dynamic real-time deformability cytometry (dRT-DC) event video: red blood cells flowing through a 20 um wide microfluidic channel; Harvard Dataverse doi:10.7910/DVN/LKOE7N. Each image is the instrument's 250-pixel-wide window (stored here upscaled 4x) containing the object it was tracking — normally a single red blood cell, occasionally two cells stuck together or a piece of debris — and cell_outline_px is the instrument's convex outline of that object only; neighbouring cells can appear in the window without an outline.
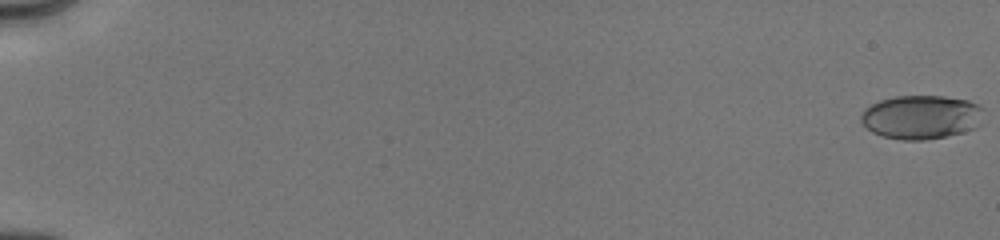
{"species": "human", "species_latin": "Homo sapiens", "temperature_condition": "cold", "stored_images_in_passage": 42, "camera_frame_rate_fps": 3000, "um_per_image_px": 0.085, "donor": {"sex": "male"}, "frame": {"image": 1, "passage_image": 1, "time_ms": 0.0, "image_size_px": [1000, 240], "cell_outline_px": [[984, 108], [980, 124], [976, 128], [964, 132], [924, 140], [904, 140], [884, 136], [872, 132], [860, 120], [860, 112], [864, 108], [880, 100], [896, 96], [944, 96], [968, 100], [980, 104]], "centroid_in_image_um": [78.33, 9.94], "position_along_channel_um": 6.7, "area_um2": 31.56}}
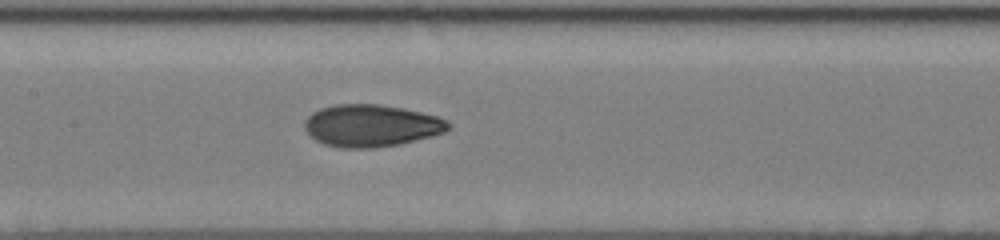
{"frame": {"image": 2, "passage_image": 23, "time_ms": 9.333, "image_size_px": [1000, 240], "cell_outline_px": [[452, 128], [444, 132], [432, 136], [400, 144], [372, 148], [340, 148], [324, 144], [308, 136], [304, 128], [304, 120], [312, 112], [320, 108], [336, 104], [380, 104], [404, 108], [436, 116], [448, 120], [452, 124]], "centroid_in_image_um": [31.55, 10.68], "position_along_channel_um": 175.9, "area_um2": 35.72}}
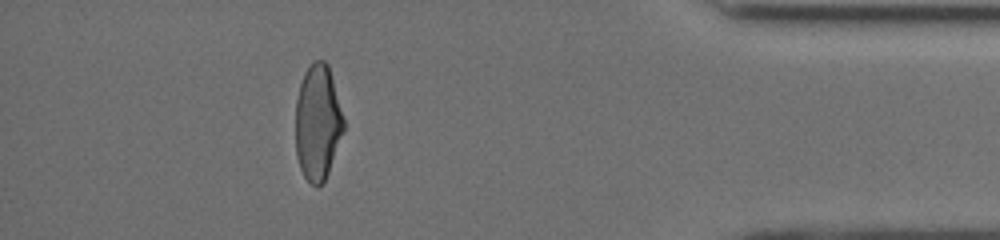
{"frame": {"image": 3, "passage_image": 38, "time_ms": 16.0, "image_size_px": [1000, 240], "cell_outline_px": [[344, 128], [328, 172], [324, 180], [316, 188], [304, 176], [300, 168], [296, 156], [296, 100], [300, 84], [304, 72], [312, 60], [324, 60], [328, 64], [344, 120]], "centroid_in_image_um": [26.98, 10.39], "position_along_channel_um": 408.2, "area_um2": 32.14}, "authors_computed_cell_mechanics": {"area_um2": 33.4084, "velocity_mm_per_s": 4.0388, "shape_relaxation_time_tau1_ms": 3.6973, "shape_relaxation_time_tau2_ms": 1.451, "deformation_change_tau1": 0.1673, "deformation_change_tau2": 0.0609}}